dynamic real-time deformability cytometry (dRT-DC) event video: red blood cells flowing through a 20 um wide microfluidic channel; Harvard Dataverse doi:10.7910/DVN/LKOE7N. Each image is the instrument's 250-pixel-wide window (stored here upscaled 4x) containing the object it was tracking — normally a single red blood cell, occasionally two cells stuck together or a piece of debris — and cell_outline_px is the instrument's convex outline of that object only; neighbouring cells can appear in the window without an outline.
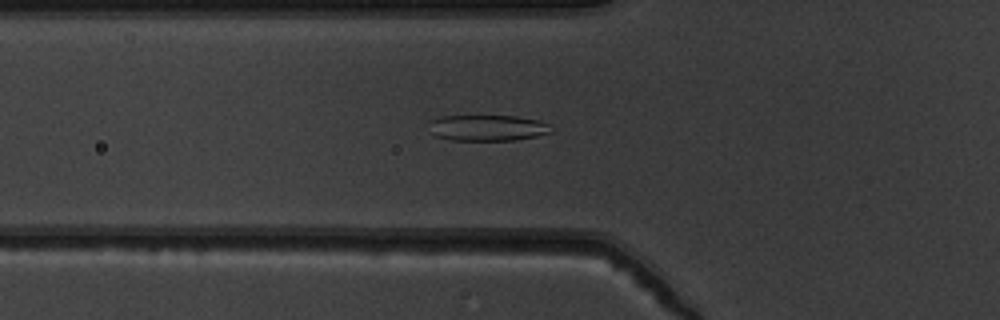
{"species": "common noctule bat (a hibernating species)", "species_latin": "Nyctalus noctula", "temperature_condition": "warm", "stored_images_in_passage": 47, "camera_frame_rate_fps": 3000, "um_per_image_px": 0.085, "animal": {"sex": "male", "body_mass_g": 19.5, "forearm_length_mm": 54.6}, "frame": {"image": 1, "passage_image": 13, "time_ms": 4.0, "image_size_px": [1000, 320], "cell_outline_px": [[552, 132], [536, 136], [516, 140], [452, 140], [436, 136], [432, 132], [428, 120], [440, 116], [516, 116], [540, 120], [548, 124]], "centroid_in_image_um": [41.43, 10.86], "position_along_channel_um": 84.4, "area_um2": 18.5}}
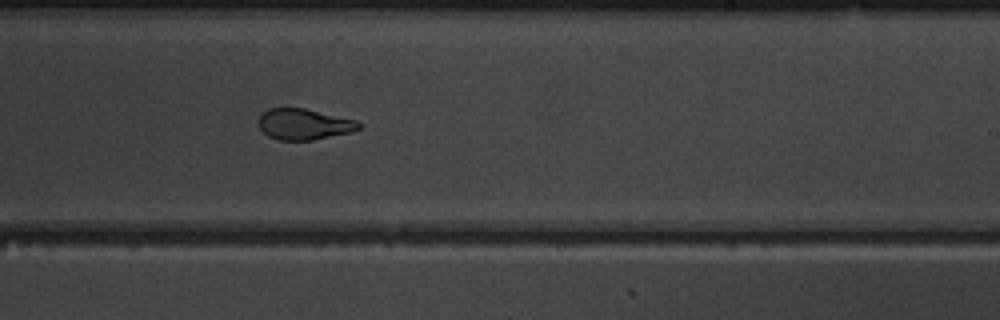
{"frame": {"image": 2, "passage_image": 27, "time_ms": 8.667, "image_size_px": [1000, 320], "cell_outline_px": [[360, 128], [352, 132], [312, 140], [280, 140], [268, 136], [260, 128], [260, 116], [268, 108], [304, 108], [356, 120], [360, 124]], "centroid_in_image_um": [25.85, 10.56], "position_along_channel_um": 263.1, "area_um2": 17.86}}
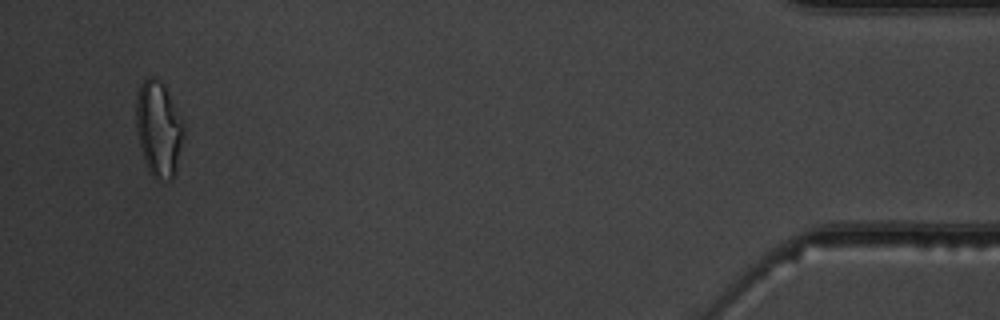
{"frame": {"image": 3, "passage_image": 45, "time_ms": 14.667, "image_size_px": [1000, 320], "cell_outline_px": [[184, 132], [176, 172], [172, 180], [160, 184], [148, 172], [144, 160], [136, 128], [136, 96], [140, 84], [148, 76], [156, 76], [164, 84], [168, 92], [184, 128]], "centroid_in_image_um": [13.47, 11.01], "position_along_channel_um": 421.7, "area_um2": 26.7}, "authors_computed_cell_mechanics": {"area_um2": 19.7676, "velocity_mm_per_s": 3.8242, "shape_relaxation_time_tau1_ms": 5.2182, "shape_relaxation_time_tau2_ms": 0.9884, "deformation_change_tau1": 0.1896, "deformation_change_tau2": 0.0755}}